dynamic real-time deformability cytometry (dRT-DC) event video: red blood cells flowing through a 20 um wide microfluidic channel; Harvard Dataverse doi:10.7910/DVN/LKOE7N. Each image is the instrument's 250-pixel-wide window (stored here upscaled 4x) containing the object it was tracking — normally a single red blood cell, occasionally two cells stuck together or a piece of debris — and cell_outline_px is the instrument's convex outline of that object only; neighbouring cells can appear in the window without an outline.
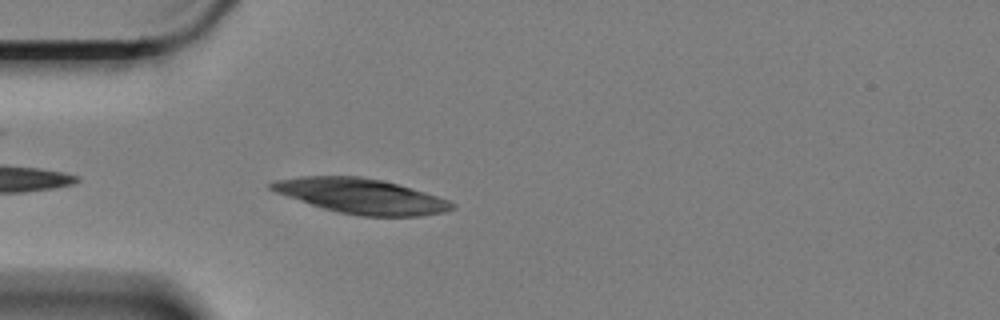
{"species": "Egyptian fruit bat (a non-hibernating species)", "species_latin": "Rousettus aegyptiacus", "temperature_condition": "cold", "stored_images_in_passage": 21, "camera_frame_rate_fps": 3000, "um_per_image_px": 0.085, "animal": {"sex": "female"}, "frame": {"image": 1, "passage_image": 2, "time_ms": 0.333, "image_size_px": [1000, 320], "cell_outline_px": [[456, 204], [452, 208], [444, 212], [420, 216], [360, 216], [340, 212], [324, 208], [276, 192], [268, 188], [268, 184], [272, 180], [300, 176], [360, 176], [380, 180], [396, 184], [424, 192], [448, 200]], "centroid_in_image_um": [30.67, 16.66], "position_along_channel_um": 54.3, "area_um2": 36.36}}